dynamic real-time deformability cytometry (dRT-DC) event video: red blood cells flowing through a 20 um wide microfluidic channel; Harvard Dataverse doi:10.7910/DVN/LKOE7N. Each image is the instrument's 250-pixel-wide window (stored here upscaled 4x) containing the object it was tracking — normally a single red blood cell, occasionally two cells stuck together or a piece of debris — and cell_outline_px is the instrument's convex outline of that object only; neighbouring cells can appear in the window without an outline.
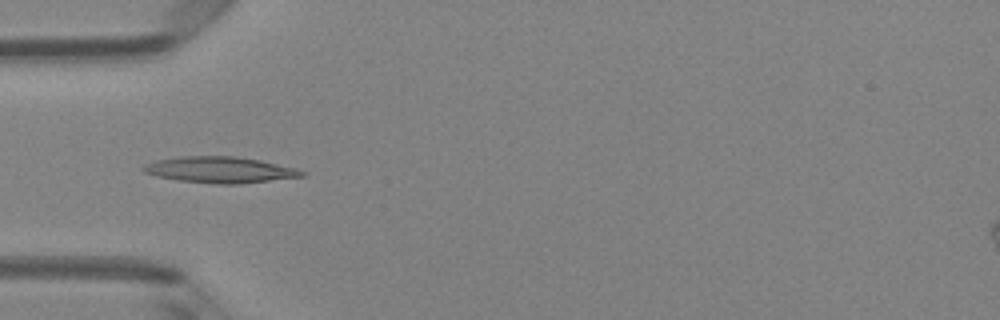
{"species": "Egyptian fruit bat (a non-hibernating species)", "species_latin": "Rousettus aegyptiacus", "temperature_condition": "room temperature", "stored_images_in_passage": 5, "camera_frame_rate_fps": 3000, "um_per_image_px": 0.085, "animal": {"sex": "female"}, "frame": {"image": 1, "passage_image": 4, "time_ms": 1.0, "image_size_px": [1000, 320], "cell_outline_px": [[308, 176], [240, 184], [216, 184], [180, 180], [156, 176], [144, 172], [140, 168], [144, 164], [156, 160], [180, 156], [236, 156], [260, 160], [296, 168], [308, 172]], "centroid_in_image_um": [18.74, 14.43], "position_along_channel_um": 66.3, "area_um2": 24.39}}
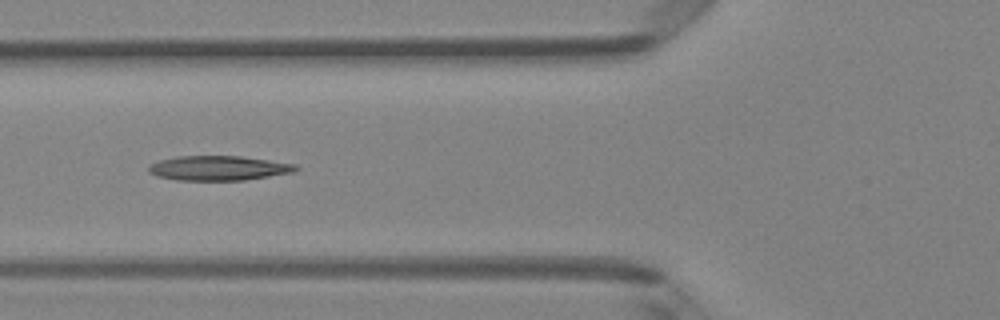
{"frame": {"image": 2, "passage_image": 5, "time_ms": 1.333, "image_size_px": [1000, 320], "cell_outline_px": [[300, 168], [296, 172], [244, 180], [176, 180], [156, 176], [148, 172], [148, 168], [152, 164], [160, 160], [176, 156], [240, 156], [296, 164]], "centroid_in_image_um": [18.6, 14.29], "position_along_channel_um": 107.2, "area_um2": 21.15}}